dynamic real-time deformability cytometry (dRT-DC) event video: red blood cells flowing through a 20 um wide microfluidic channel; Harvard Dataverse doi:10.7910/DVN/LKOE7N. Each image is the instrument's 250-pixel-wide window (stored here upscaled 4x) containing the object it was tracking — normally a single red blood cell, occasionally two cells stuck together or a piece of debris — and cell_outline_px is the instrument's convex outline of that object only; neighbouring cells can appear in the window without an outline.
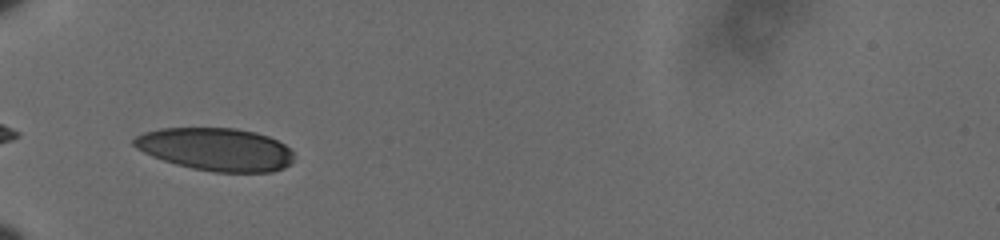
{"species": "human", "species_latin": "Homo sapiens", "temperature_condition": "cold", "stored_images_in_passage": 15, "camera_frame_rate_fps": 3000, "um_per_image_px": 0.085, "donor": {"sex": "male"}, "frame": {"image": 1, "passage_image": 1, "time_ms": 0.0, "image_size_px": [1000, 240], "cell_outline_px": [[292, 164], [284, 168], [272, 172], [212, 172], [192, 168], [176, 164], [152, 156], [136, 148], [132, 144], [132, 140], [136, 136], [144, 132], [160, 128], [236, 128], [256, 132], [268, 136], [284, 144], [292, 152]], "centroid_in_image_um": [18.34, 12.69], "position_along_channel_um": 66.7, "area_um2": 40.0}}
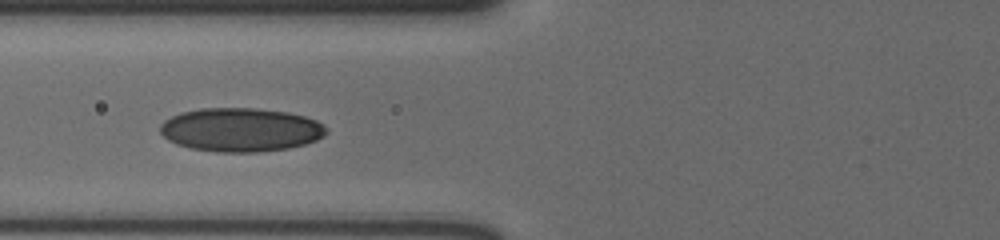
{"frame": {"image": 2, "passage_image": 5, "time_ms": 1.333, "image_size_px": [1000, 240], "cell_outline_px": [[328, 132], [324, 136], [316, 140], [304, 144], [288, 148], [260, 152], [216, 152], [188, 148], [176, 144], [168, 140], [160, 132], [160, 124], [164, 120], [180, 112], [200, 108], [256, 108], [288, 112], [304, 116], [316, 120], [324, 124], [328, 128]], "centroid_in_image_um": [20.46, 11.03], "position_along_channel_um": 105.3, "area_um2": 42.71}}
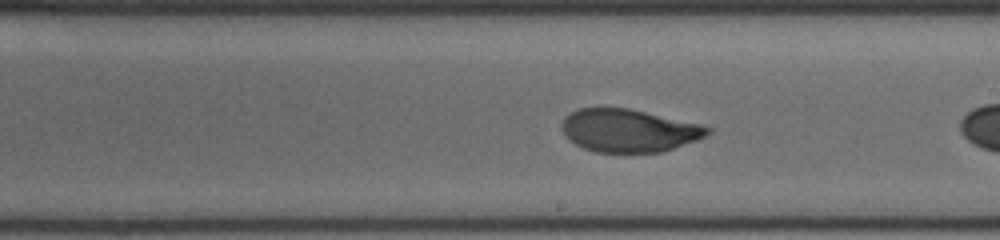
{"frame": {"image": 3, "passage_image": 13, "time_ms": 4.0, "image_size_px": [1000, 240], "cell_outline_px": [[712, 132], [696, 140], [660, 152], [596, 152], [584, 148], [568, 140], [564, 136], [560, 128], [560, 124], [564, 116], [580, 108], [628, 108], [700, 124], [712, 128]], "centroid_in_image_um": [53.39, 11.09], "position_along_channel_um": 235.6, "area_um2": 36.3}}